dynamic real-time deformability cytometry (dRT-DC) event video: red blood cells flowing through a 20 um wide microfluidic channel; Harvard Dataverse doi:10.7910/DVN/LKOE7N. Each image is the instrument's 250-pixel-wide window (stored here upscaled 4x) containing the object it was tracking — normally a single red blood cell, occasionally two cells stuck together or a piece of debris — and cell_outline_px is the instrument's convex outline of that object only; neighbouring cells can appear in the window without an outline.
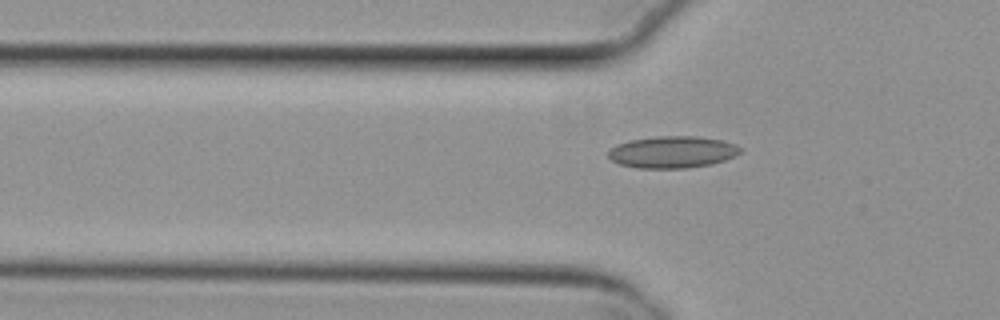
{"species": "common noctule bat (a hibernating species)", "species_latin": "Nyctalus noctula", "temperature_condition": "cold", "stored_images_in_passage": 40, "camera_frame_rate_fps": 3000, "um_per_image_px": 0.085, "animal": {"sex": "female", "body_mass_g": 29.2, "forearm_length_mm": 56.3}, "frame": {"image": 1, "passage_image": 8, "time_ms": 2.333, "image_size_px": [1000, 320], "cell_outline_px": [[744, 148], [736, 156], [724, 160], [708, 164], [688, 168], [636, 168], [620, 164], [612, 160], [608, 156], [608, 152], [616, 144], [628, 140], [656, 136], [696, 136], [724, 140], [736, 144]], "centroid_in_image_um": [57.17, 12.91], "position_along_channel_um": 68.6, "area_um2": 24.68}}
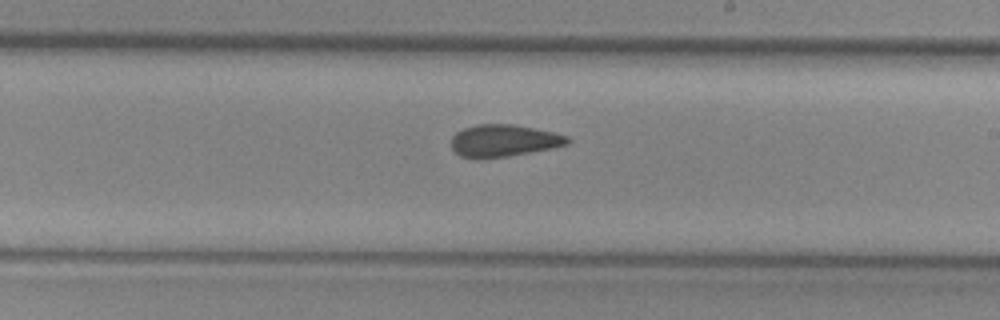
{"frame": {"image": 2, "passage_image": 22, "time_ms": 7.0, "image_size_px": [1000, 320], "cell_outline_px": [[572, 140], [568, 144], [552, 148], [508, 156], [476, 160], [460, 156], [452, 148], [452, 136], [456, 132], [464, 128], [476, 124], [512, 124], [552, 132], [568, 136]], "centroid_in_image_um": [42.79, 11.97], "position_along_channel_um": 246.2, "area_um2": 21.85}}
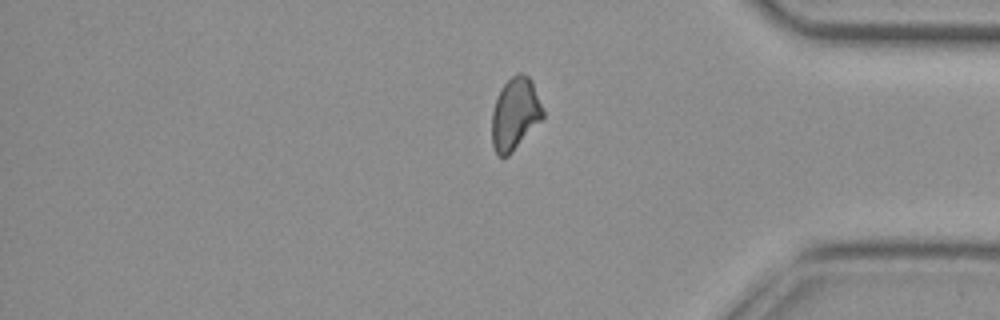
{"frame": {"image": 3, "passage_image": 35, "time_ms": 11.333, "image_size_px": [1000, 320], "cell_outline_px": [[544, 116], [512, 152], [508, 156], [500, 156], [492, 148], [492, 108], [500, 88], [516, 72], [520, 72], [528, 76], [532, 80], [544, 112]], "centroid_in_image_um": [43.76, 9.65], "position_along_channel_um": 391.4, "area_um2": 21.39}}